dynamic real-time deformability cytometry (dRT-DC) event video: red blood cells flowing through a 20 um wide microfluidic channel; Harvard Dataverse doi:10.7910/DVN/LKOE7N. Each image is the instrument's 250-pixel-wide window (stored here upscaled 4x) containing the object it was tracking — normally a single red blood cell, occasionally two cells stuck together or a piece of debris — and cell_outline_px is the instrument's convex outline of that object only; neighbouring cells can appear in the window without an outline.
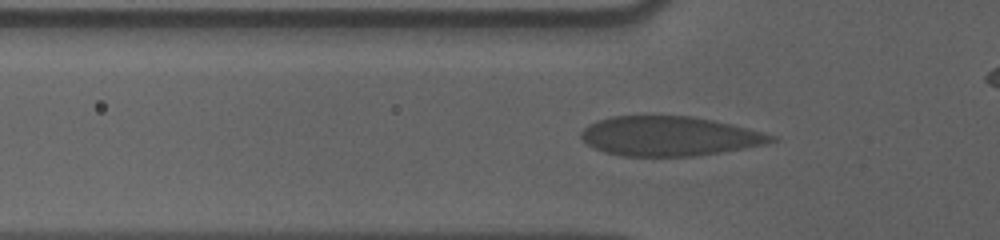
{"species": "human", "species_latin": "Homo sapiens", "temperature_condition": "cold", "stored_images_in_passage": 47, "camera_frame_rate_fps": 3000, "um_per_image_px": 0.085, "donor": {"sex": "male"}, "frame": {"image": 1, "passage_image": 17, "time_ms": 5.333, "image_size_px": [1000, 240], "cell_outline_px": [[776, 140], [764, 144], [744, 148], [720, 152], [692, 156], [620, 156], [604, 152], [588, 144], [580, 136], [580, 132], [588, 124], [596, 120], [612, 116], [688, 116], [712, 120], [732, 124], [748, 128], [776, 136]], "centroid_in_image_um": [56.86, 11.57], "position_along_channel_um": 68.9, "area_um2": 43.58}}
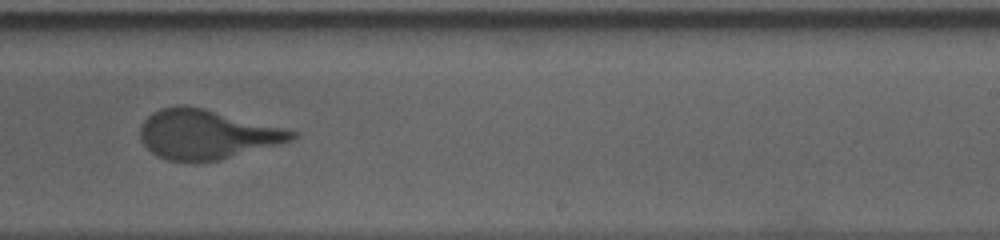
{"frame": {"image": 2, "passage_image": 34, "time_ms": 11.0, "image_size_px": [1000, 240], "cell_outline_px": [[300, 132], [296, 140], [220, 160], [196, 164], [168, 160], [156, 156], [140, 140], [140, 128], [144, 120], [152, 112], [160, 108], [184, 104], [204, 108]], "centroid_in_image_um": [17.58, 11.44], "position_along_channel_um": 271.4, "area_um2": 44.39}}
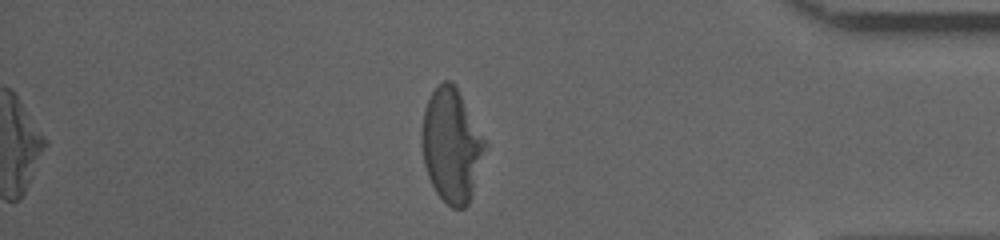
{"frame": {"image": 3, "passage_image": 47, "time_ms": 15.333, "image_size_px": [1000, 240], "cell_outline_px": [[488, 144], [472, 196], [468, 204], [464, 208], [452, 208], [436, 192], [428, 176], [424, 164], [420, 136], [420, 132], [424, 112], [428, 100], [432, 92], [444, 80], [452, 80]], "centroid_in_image_um": [38.38, 12.38], "position_along_channel_um": 396.8, "area_um2": 41.85}, "authors_computed_cell_mechanics": {"area_um2": 43.7546, "velocity_mm_per_s": 3.5764, "shape_relaxation_time_tau1_ms": 8.636, "shape_relaxation_time_tau2_ms": null, "deformation_change_tau1": 0.2136, "deformation_change_tau2": null}}